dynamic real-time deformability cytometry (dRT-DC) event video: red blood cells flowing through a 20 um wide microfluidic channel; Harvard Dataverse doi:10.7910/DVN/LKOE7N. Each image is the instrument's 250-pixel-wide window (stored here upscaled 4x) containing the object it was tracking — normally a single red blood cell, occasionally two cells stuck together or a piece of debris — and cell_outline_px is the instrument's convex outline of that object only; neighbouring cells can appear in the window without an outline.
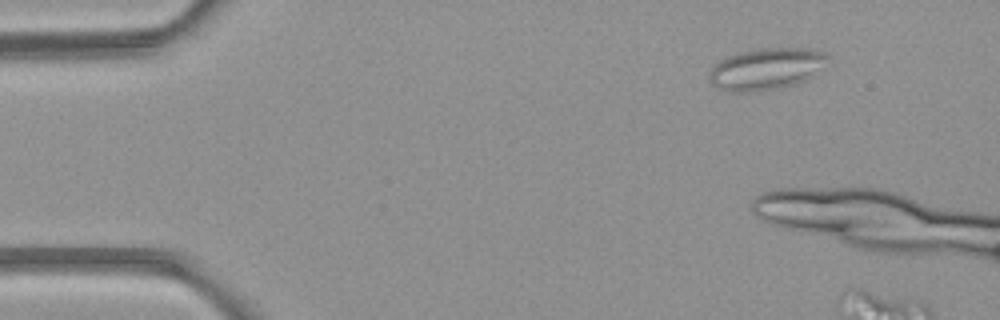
{"species": "common noctule bat (a hibernating species)", "species_latin": "Nyctalus noctula", "temperature_condition": "room temperature", "stored_images_in_passage": 3, "camera_frame_rate_fps": 3000, "um_per_image_px": 0.085, "animal": {"sex": "female", "body_mass_g": 21.9}, "frame": {"image": 1, "passage_image": 1, "time_ms": 0.0, "image_size_px": [1000, 320], "cell_outline_px": [[828, 56], [804, 80], [796, 84], [748, 92], [728, 92], [712, 84], [708, 80], [708, 72], [720, 60], [736, 52], [756, 48], [808, 48], [824, 52]], "centroid_in_image_um": [65.0, 5.84], "position_along_channel_um": 20.0, "area_um2": 28.09}}